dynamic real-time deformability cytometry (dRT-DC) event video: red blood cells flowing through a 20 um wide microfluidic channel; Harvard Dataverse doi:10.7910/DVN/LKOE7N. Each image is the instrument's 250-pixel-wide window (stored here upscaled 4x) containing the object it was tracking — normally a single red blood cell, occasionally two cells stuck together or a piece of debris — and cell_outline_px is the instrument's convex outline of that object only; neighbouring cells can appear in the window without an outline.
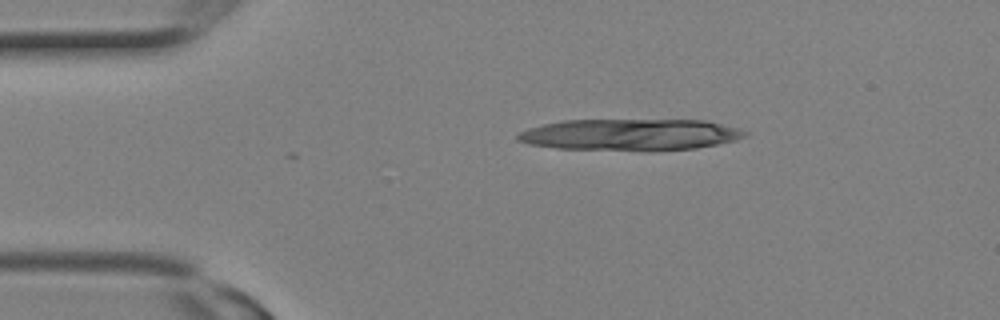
{"species": "Egyptian fruit bat (a non-hibernating species)", "species_latin": "Rousettus aegyptiacus", "temperature_condition": "room temperature", "stored_images_in_passage": 2, "camera_frame_rate_fps": 3000, "um_per_image_px": 0.085, "animal": {"sex": "female"}, "frame": {"image": 1, "passage_image": 1, "time_ms": 0.0, "image_size_px": [1000, 320], "cell_outline_px": [[748, 136], [736, 140], [696, 148], [556, 148], [528, 144], [516, 140], [516, 136], [520, 132], [528, 128], [560, 120], [704, 120], [740, 128], [748, 132]], "centroid_in_image_um": [53.56, 11.4], "position_along_channel_um": 31.4, "area_um2": 40.46}}